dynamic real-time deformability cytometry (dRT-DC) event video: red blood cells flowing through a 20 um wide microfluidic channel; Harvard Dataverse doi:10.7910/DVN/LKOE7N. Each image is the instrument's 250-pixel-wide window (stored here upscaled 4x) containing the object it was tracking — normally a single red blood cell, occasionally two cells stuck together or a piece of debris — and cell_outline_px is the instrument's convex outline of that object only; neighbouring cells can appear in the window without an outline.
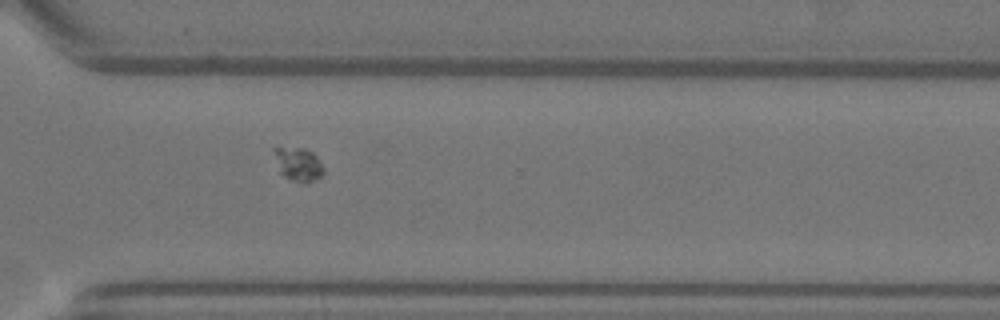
{"species": "Egyptian fruit bat (a non-hibernating species)", "species_latin": "Rousettus aegyptiacus", "temperature_condition": "warm", "stored_images_in_passage": 53, "camera_frame_rate_fps": 3000, "um_per_image_px": 0.085, "animal": {"sex": "female"}, "frame": {"image": 1, "passage_image": 38, "time_ms": 12.333, "image_size_px": [1000, 320], "cell_outline_px": [[324, 172], [320, 176], [308, 184], [304, 184], [292, 180], [284, 176], [280, 172], [272, 148], [276, 144], [280, 144], [304, 148], [312, 152], [316, 156], [324, 168]], "centroid_in_image_um": [25.31, 13.9], "position_along_channel_um": 345.3, "area_um2": 10.12}}
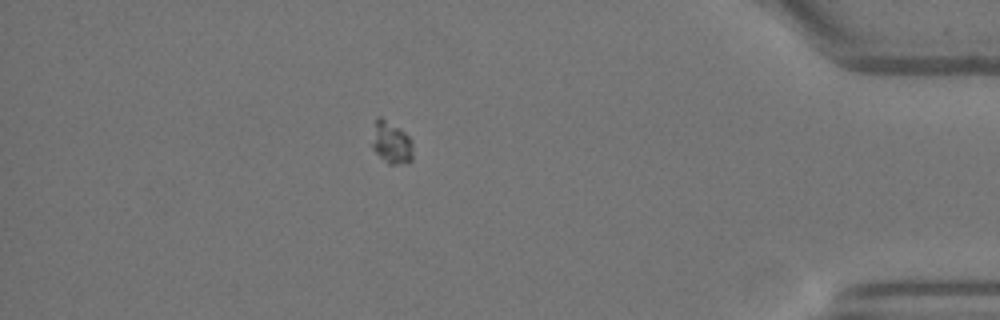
{"frame": {"image": 2, "passage_image": 46, "time_ms": 15.0, "image_size_px": [1000, 320], "cell_outline_px": [[412, 160], [408, 164], [388, 164], [372, 148], [372, 144], [376, 116], [380, 116], [400, 128], [412, 140]], "centroid_in_image_um": [33.29, 12.13], "position_along_channel_um": 401.9, "area_um2": 10.06}}